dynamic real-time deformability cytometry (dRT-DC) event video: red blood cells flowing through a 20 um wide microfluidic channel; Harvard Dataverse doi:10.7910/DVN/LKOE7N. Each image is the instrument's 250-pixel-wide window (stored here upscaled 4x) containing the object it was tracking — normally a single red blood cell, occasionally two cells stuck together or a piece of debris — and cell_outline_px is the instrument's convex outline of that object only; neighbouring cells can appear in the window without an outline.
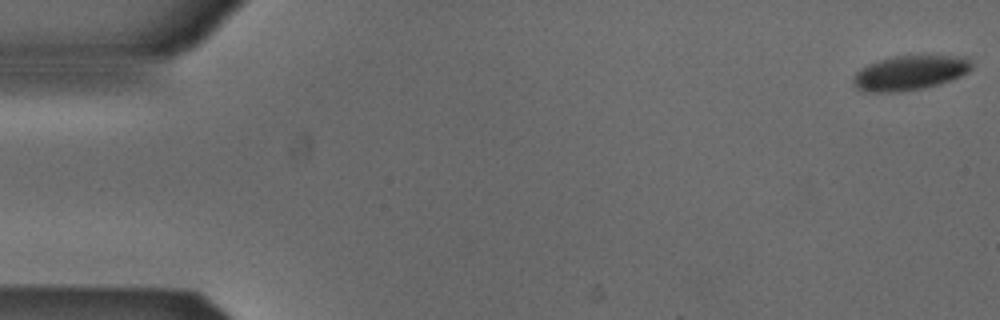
{"species": "Egyptian fruit bat (a non-hibernating species)", "species_latin": "Rousettus aegyptiacus", "temperature_condition": "cold", "stored_images_in_passage": 51, "camera_frame_rate_fps": 3000, "um_per_image_px": 0.085, "animal": {"sex": "male"}, "frame": {"image": 1, "passage_image": 1, "time_ms": 0.0, "image_size_px": [1000, 320], "cell_outline_px": [[972, 68], [968, 72], [960, 76], [940, 84], [924, 88], [900, 92], [864, 92], [856, 88], [852, 80], [852, 76], [860, 68], [868, 64], [892, 56], [968, 56], [972, 60]], "centroid_in_image_um": [77.33, 6.19], "position_along_channel_um": 7.7, "area_um2": 24.16}}
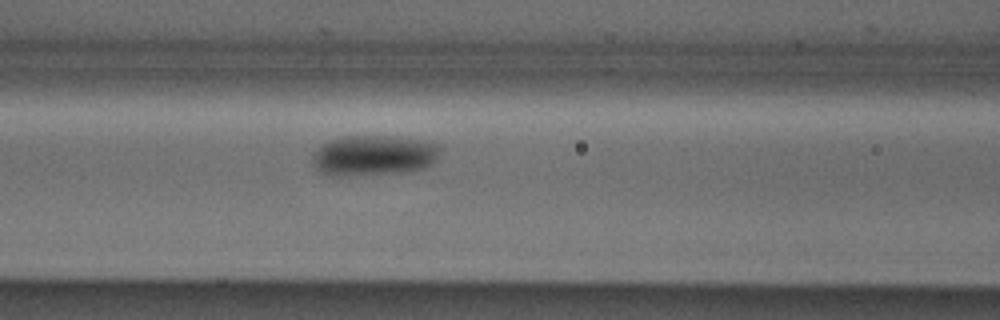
{"frame": {"image": 2, "passage_image": 22, "time_ms": 7.0, "image_size_px": [1000, 320], "cell_outline_px": [[440, 148], [436, 160], [432, 164], [424, 168], [396, 172], [340, 176], [324, 172], [316, 168], [312, 164], [312, 156], [316, 148], [340, 136], [392, 136], [420, 140], [440, 144]], "centroid_in_image_um": [31.77, 13.19], "position_along_channel_um": 134.8, "area_um2": 29.71}}
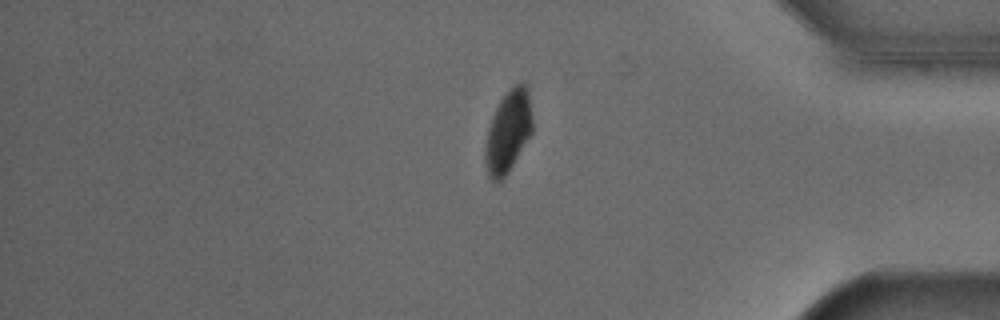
{"frame": {"image": 3, "passage_image": 44, "time_ms": 14.333, "image_size_px": [1000, 320], "cell_outline_px": [[532, 132], [508, 172], [500, 180], [492, 180], [488, 176], [484, 160], [484, 152], [488, 128], [492, 116], [500, 100], [508, 88], [520, 80], [528, 88], [532, 116]], "centroid_in_image_um": [43.19, 11.13], "position_along_channel_um": 392.0, "area_um2": 22.6}, "authors_computed_cell_mechanics": {"area_um2": 26.7614, "velocity_mm_per_s": 3.8658, "shape_relaxation_time_tau1_ms": 6.3491, "shape_relaxation_time_tau2_ms": null, "deformation_change_tau1": 0.124, "deformation_change_tau2": null}}